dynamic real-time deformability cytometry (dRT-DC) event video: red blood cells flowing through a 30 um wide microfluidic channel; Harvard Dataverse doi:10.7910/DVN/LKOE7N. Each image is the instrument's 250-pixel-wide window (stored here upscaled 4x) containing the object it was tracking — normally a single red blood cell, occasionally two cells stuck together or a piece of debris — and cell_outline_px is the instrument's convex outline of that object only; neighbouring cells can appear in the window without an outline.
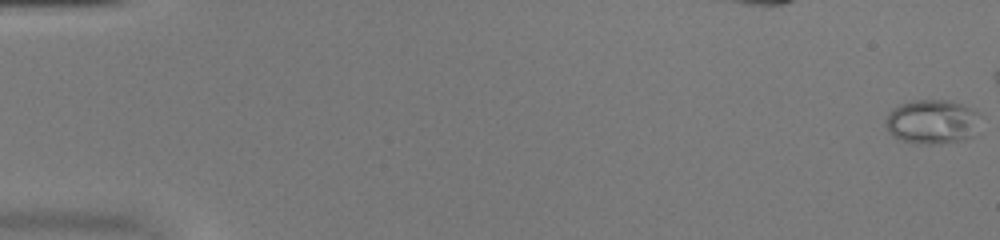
{"species": "common noctule bat (a hibernating species)", "species_latin": "Nyctalus noctula", "temperature_condition": "warm", "stored_images_in_passage": 43, "camera_frame_rate_fps": 3000, "um_per_image_px": 0.085, "animal": {"sex": "female", "body_mass_g": 20.0, "forearm_length_mm": 54.0}, "frame": {"image": 1, "passage_image": 1, "time_ms": 0.0, "image_size_px": [1000, 240], "cell_outline_px": [[976, 112], [972, 136], [964, 140], [940, 144], [916, 144], [892, 136], [888, 132], [884, 120], [892, 108], [900, 104], [912, 100], [952, 100], [976, 108]], "centroid_in_image_um": [79.16, 10.34], "position_along_channel_um": 5.8, "area_um2": 24.45}}
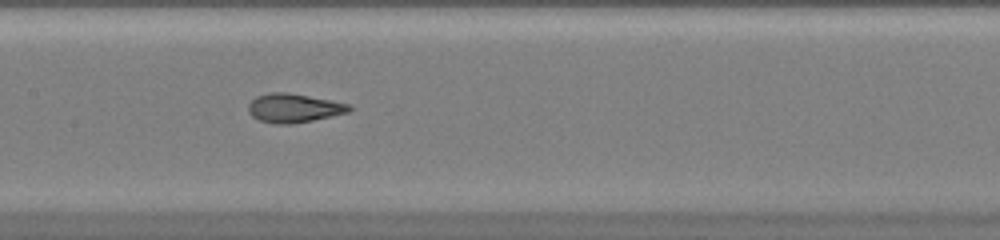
{"frame": {"image": 2, "passage_image": 27, "time_ms": 8.667, "image_size_px": [1000, 240], "cell_outline_px": [[352, 108], [348, 112], [312, 120], [292, 124], [276, 124], [260, 120], [252, 116], [248, 112], [248, 104], [256, 96], [268, 92], [288, 92], [352, 104]], "centroid_in_image_um": [24.96, 9.17], "position_along_channel_um": 182.4, "area_um2": 16.99}}
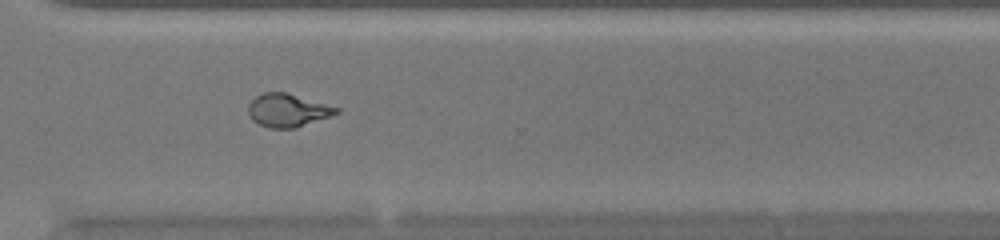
{"frame": {"image": 3, "passage_image": 39, "time_ms": 12.667, "image_size_px": [1000, 240], "cell_outline_px": [[340, 112], [332, 116], [292, 128], [268, 128], [252, 120], [248, 112], [248, 104], [256, 96], [264, 92], [284, 92], [340, 108]], "centroid_in_image_um": [24.44, 9.38], "position_along_channel_um": 346.2, "area_um2": 16.76}}